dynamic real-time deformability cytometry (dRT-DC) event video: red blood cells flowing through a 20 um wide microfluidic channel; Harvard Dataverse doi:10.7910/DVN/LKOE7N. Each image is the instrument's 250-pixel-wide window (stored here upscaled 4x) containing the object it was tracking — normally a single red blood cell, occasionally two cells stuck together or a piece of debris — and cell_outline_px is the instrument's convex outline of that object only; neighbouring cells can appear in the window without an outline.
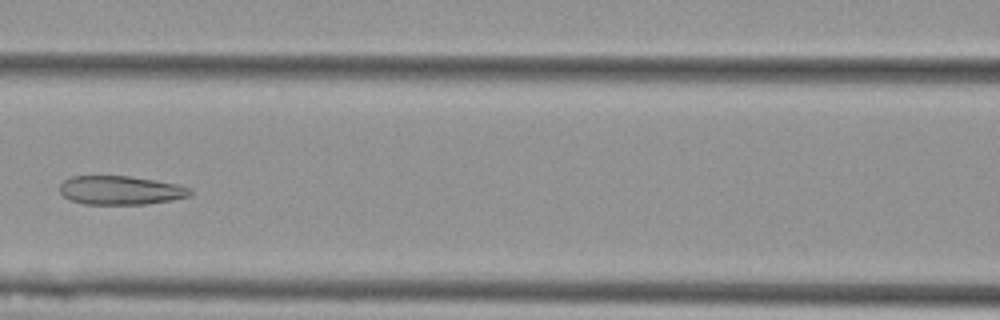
{"species": "Egyptian fruit bat (a non-hibernating species)", "species_latin": "Rousettus aegyptiacus", "temperature_condition": "cold", "stored_images_in_passage": 9, "camera_frame_rate_fps": 3000, "um_per_image_px": 0.085, "animal": {"sex": "female"}, "frame": {"image": 1, "passage_image": 6, "time_ms": 1.667, "image_size_px": [1000, 320], "cell_outline_px": [[192, 196], [172, 200], [144, 204], [84, 204], [72, 200], [64, 196], [60, 192], [60, 184], [64, 180], [72, 176], [128, 176], [156, 180], [176, 184], [192, 188]], "centroid_in_image_um": [10.28, 16.17], "position_along_channel_um": 156.3, "area_um2": 21.91}}
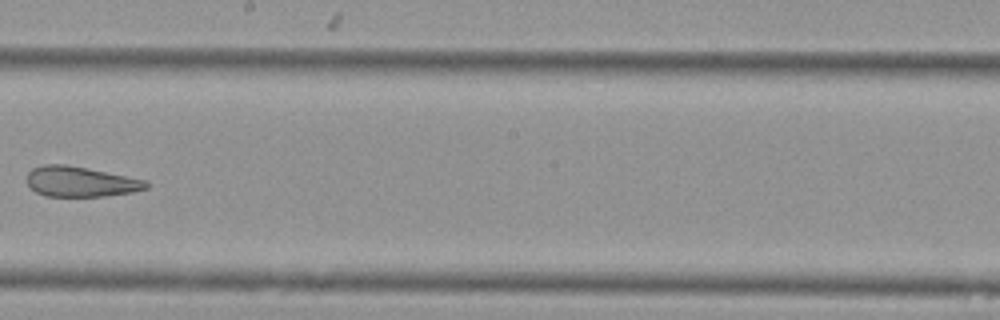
{"frame": {"image": 2, "passage_image": 8, "time_ms": 2.333, "image_size_px": [1000, 320], "cell_outline_px": [[152, 184], [148, 188], [132, 192], [104, 196], [44, 196], [36, 192], [28, 184], [28, 172], [32, 168], [44, 164], [64, 164], [88, 168], [144, 180]], "centroid_in_image_um": [6.85, 15.44], "position_along_channel_um": 241.4, "area_um2": 20.92}}
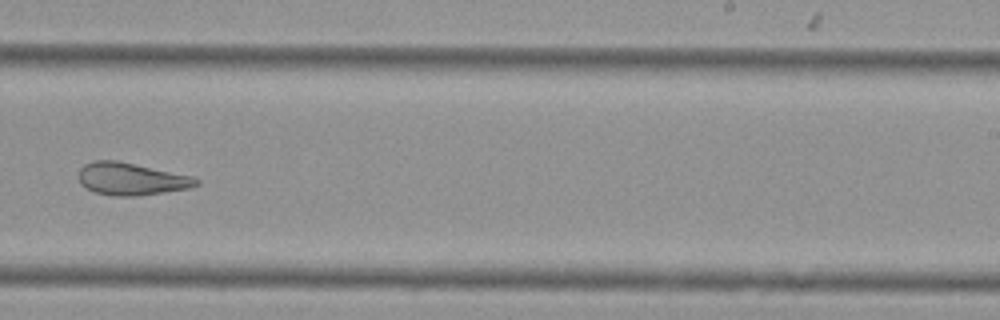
{"frame": {"image": 3, "passage_image": 9, "time_ms": 2.667, "image_size_px": [1000, 320], "cell_outline_px": [[200, 184], [188, 188], [140, 196], [112, 196], [96, 192], [80, 184], [76, 176], [80, 168], [84, 164], [92, 160], [116, 160], [192, 176], [200, 180]], "centroid_in_image_um": [11.11, 15.21], "position_along_channel_um": 277.9, "area_um2": 22.31}}